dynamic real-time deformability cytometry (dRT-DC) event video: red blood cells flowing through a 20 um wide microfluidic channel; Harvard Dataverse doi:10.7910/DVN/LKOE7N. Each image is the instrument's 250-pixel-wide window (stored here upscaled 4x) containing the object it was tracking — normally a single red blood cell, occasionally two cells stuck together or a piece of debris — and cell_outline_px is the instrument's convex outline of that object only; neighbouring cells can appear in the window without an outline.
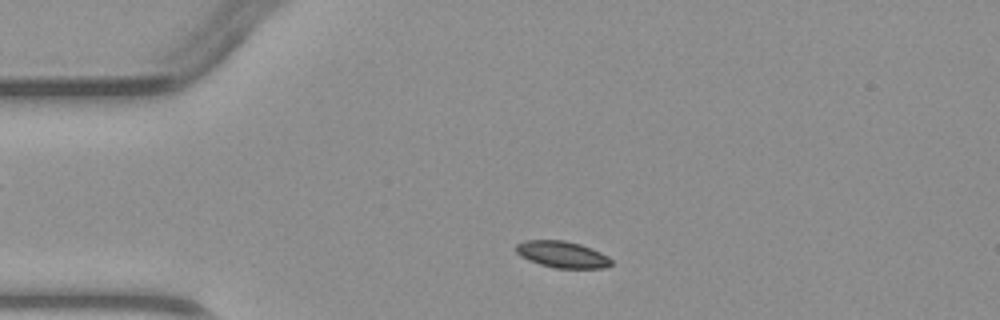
{"species": "common noctule bat (a hibernating species)", "species_latin": "Nyctalus noctula", "temperature_condition": "warm", "stored_images_in_passage": 3, "camera_frame_rate_fps": 3000, "um_per_image_px": 0.085, "animal": {"sex": "male", "body_mass_g": 23.1, "forearm_length_mm": 52.7}, "frame": {"image": 1, "passage_image": 2, "time_ms": 1.333, "image_size_px": [1000, 320], "cell_outline_px": [[612, 264], [604, 268], [556, 268], [540, 264], [528, 260], [520, 256], [516, 252], [516, 244], [524, 240], [564, 240], [580, 244], [592, 248], [608, 256], [612, 260]], "centroid_in_image_um": [47.78, 21.62], "position_along_channel_um": 37.2, "area_um2": 14.8}}